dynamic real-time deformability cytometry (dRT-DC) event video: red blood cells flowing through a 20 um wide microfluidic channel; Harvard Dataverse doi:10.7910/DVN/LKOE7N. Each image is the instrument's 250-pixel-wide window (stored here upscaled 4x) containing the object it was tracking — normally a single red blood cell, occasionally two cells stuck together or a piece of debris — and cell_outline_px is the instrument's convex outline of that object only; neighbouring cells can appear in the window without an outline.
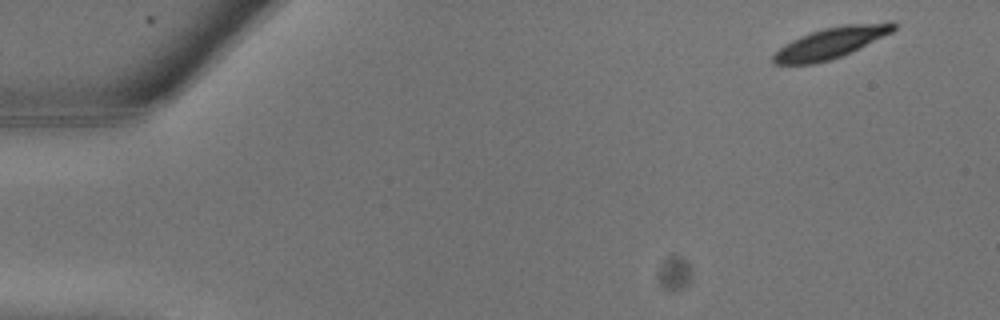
{"species": "common noctule bat (a hibernating species)", "species_latin": "Nyctalus noctula", "temperature_condition": "warm", "stored_images_in_passage": 9, "camera_frame_rate_fps": 3000, "um_per_image_px": 0.085, "animal": {"sex": "male", "body_mass_g": 13.3}, "frame": {"image": 1, "passage_image": 1, "time_ms": 0.0, "image_size_px": [1000, 320], "cell_outline_px": [[896, 28], [892, 32], [840, 56], [828, 60], [812, 64], [772, 64], [772, 56], [784, 44], [800, 36], [824, 28], [844, 24], [888, 20], [892, 20], [896, 24]], "centroid_in_image_um": [70.65, 3.6], "position_along_channel_um": 14.3, "area_um2": 21.62}}
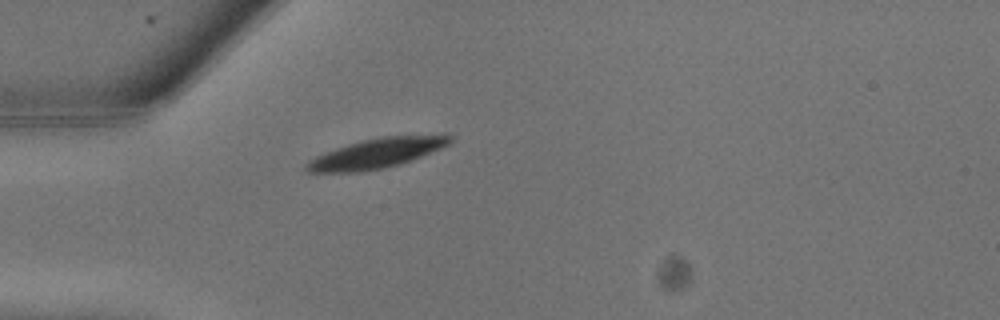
{"frame": {"image": 2, "passage_image": 7, "time_ms": 2.0, "image_size_px": [1000, 320], "cell_outline_px": [[452, 140], [448, 144], [440, 148], [400, 164], [384, 168], [360, 172], [308, 172], [304, 168], [304, 164], [308, 160], [324, 152], [348, 144], [380, 136], [444, 132], [452, 136]], "centroid_in_image_um": [32.06, 12.99], "position_along_channel_um": 52.9, "area_um2": 25.37}}